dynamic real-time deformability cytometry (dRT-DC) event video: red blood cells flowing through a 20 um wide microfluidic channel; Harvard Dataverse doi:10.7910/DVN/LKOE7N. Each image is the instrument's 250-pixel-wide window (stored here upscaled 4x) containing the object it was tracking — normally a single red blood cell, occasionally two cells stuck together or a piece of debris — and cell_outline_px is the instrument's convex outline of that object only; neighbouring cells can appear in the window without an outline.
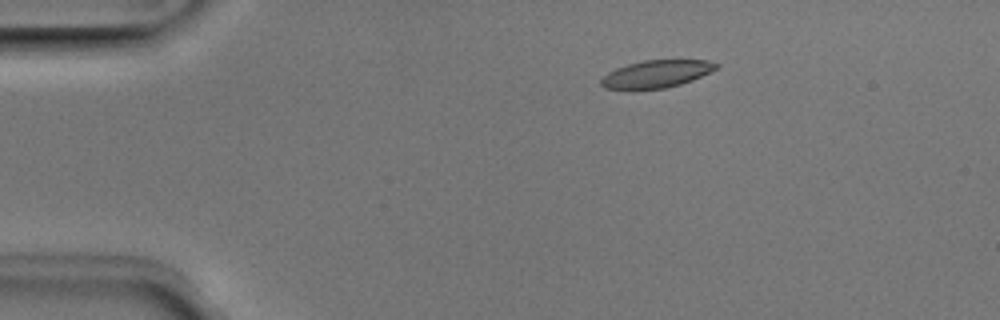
{"species": "Egyptian fruit bat (a non-hibernating species)", "species_latin": "Rousettus aegyptiacus", "temperature_condition": "room temperature", "stored_images_in_passage": 44, "camera_frame_rate_fps": 3000, "um_per_image_px": 0.085, "animal": {"sex": "male"}, "frame": {"image": 1, "passage_image": 2, "time_ms": 0.333, "image_size_px": [1000, 320], "cell_outline_px": [[720, 68], [692, 80], [680, 84], [664, 88], [628, 92], [604, 88], [600, 84], [600, 80], [608, 72], [616, 68], [628, 64], [644, 60], [708, 60], [720, 64]], "centroid_in_image_um": [55.75, 6.32], "position_along_channel_um": 29.2, "area_um2": 19.07}}
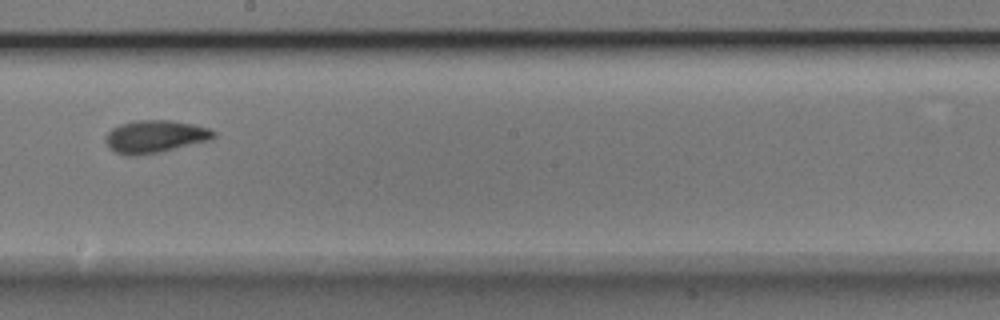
{"frame": {"image": 2, "passage_image": 22, "time_ms": 7.0, "image_size_px": [1000, 320], "cell_outline_px": [[216, 136], [212, 140], [160, 152], [136, 156], [124, 156], [108, 148], [104, 140], [104, 136], [112, 128], [120, 124], [136, 120], [172, 120], [192, 124], [208, 128], [216, 132]], "centroid_in_image_um": [13.16, 11.61], "position_along_channel_um": 235.0, "area_um2": 20.87}}
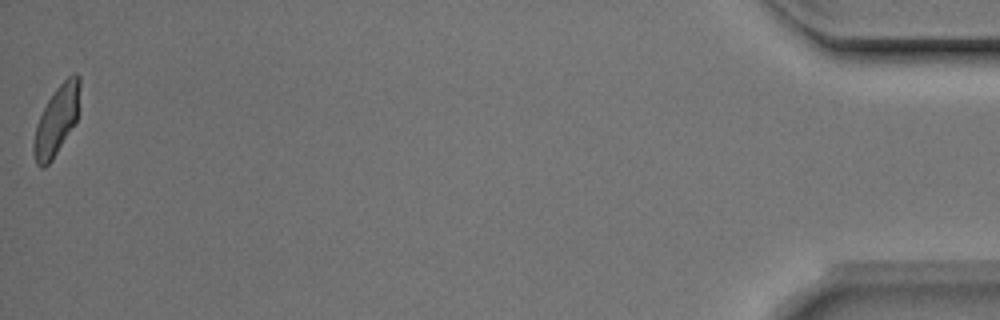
{"frame": {"image": 3, "passage_image": 44, "time_ms": 14.333, "image_size_px": [1000, 320], "cell_outline_px": [[80, 84], [76, 120], [52, 160], [44, 168], [40, 168], [36, 164], [32, 152], [32, 144], [36, 124], [48, 100], [56, 88], [72, 72], [76, 72], [80, 76]], "centroid_in_image_um": [4.78, 10.24], "position_along_channel_um": 430.4, "area_um2": 18.44}, "authors_computed_cell_mechanics": {"area_um2": 19.3341, "velocity_mm_per_s": 3.9629, "shape_relaxation_time_tau1_ms": 2.8544, "shape_relaxation_time_tau2_ms": 1.8876, "deformation_change_tau1": 0.1513, "deformation_change_tau2": 0.0666}}